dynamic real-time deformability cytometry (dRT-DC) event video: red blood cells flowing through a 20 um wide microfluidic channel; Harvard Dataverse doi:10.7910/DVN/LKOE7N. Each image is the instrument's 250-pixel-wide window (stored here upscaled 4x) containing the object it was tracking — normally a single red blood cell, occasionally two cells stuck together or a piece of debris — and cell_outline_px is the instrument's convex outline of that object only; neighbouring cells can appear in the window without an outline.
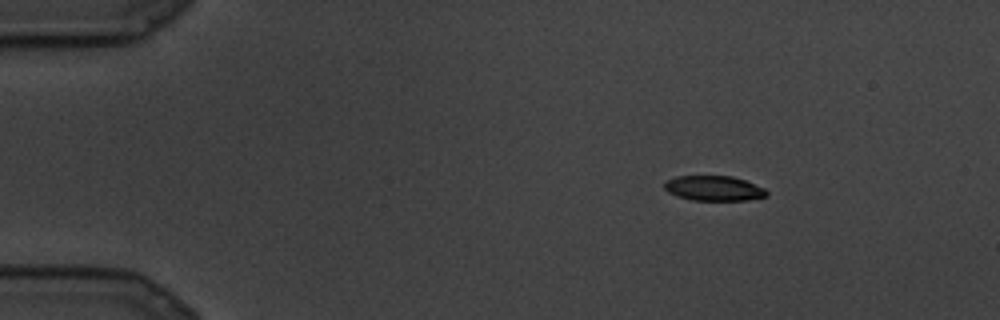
{"species": "common noctule bat (a hibernating species)", "species_latin": "Nyctalus noctula", "temperature_condition": "cold", "stored_images_in_passage": 7, "camera_frame_rate_fps": 3000, "um_per_image_px": 0.085, "animal": {"sex": "male", "body_mass_g": 19.5, "forearm_length_mm": 54.6}, "frame": {"image": 1, "passage_image": 1, "time_ms": 0.0, "image_size_px": [1000, 320], "cell_outline_px": [[768, 196], [748, 200], [692, 200], [676, 196], [668, 192], [664, 188], [664, 184], [668, 180], [676, 176], [732, 176], [744, 180], [764, 188], [768, 192]], "centroid_in_image_um": [60.68, 16.01], "position_along_channel_um": 24.3, "area_um2": 14.85}}